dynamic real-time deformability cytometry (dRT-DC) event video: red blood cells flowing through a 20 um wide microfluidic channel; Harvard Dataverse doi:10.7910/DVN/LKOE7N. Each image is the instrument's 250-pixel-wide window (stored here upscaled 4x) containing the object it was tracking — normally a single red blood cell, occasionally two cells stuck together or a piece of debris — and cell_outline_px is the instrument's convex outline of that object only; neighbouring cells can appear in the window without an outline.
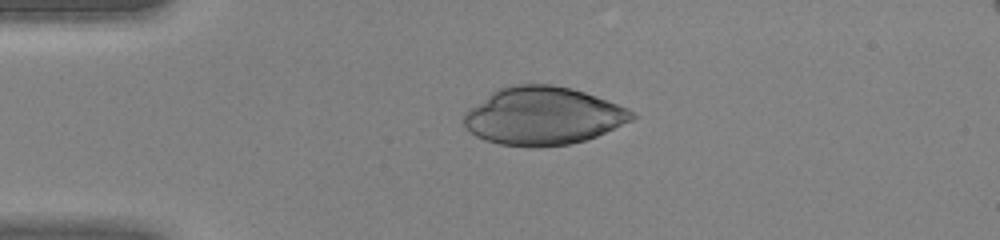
{"species": "human", "species_latin": "Homo sapiens", "temperature_condition": "warm", "stored_images_in_passage": 35, "camera_frame_rate_fps": 3000, "um_per_image_px": 0.085, "donor": {"sex": "female"}, "frame": {"image": 1, "passage_image": 1, "time_ms": 0.0, "image_size_px": [1000, 240], "cell_outline_px": [[636, 116], [632, 120], [596, 136], [584, 140], [568, 144], [500, 144], [484, 140], [476, 136], [464, 124], [464, 112], [468, 108], [492, 92], [500, 88], [512, 84], [552, 84], [572, 88], [596, 96], [628, 108], [636, 112]], "centroid_in_image_um": [46.16, 9.81], "position_along_channel_um": 38.8, "area_um2": 55.72}}
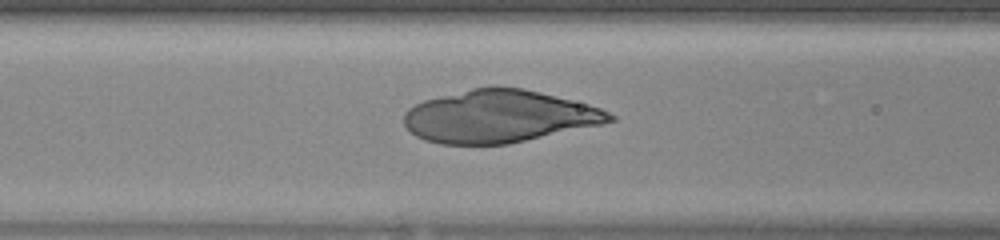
{"frame": {"image": 2, "passage_image": 9, "time_ms": 2.667, "image_size_px": [1000, 240], "cell_outline_px": [[616, 120], [600, 124], [508, 144], [440, 144], [424, 140], [416, 136], [404, 124], [404, 112], [408, 108], [424, 100], [472, 88], [524, 88], [588, 104], [600, 108], [616, 116]], "centroid_in_image_um": [42.39, 9.9], "position_along_channel_um": 124.2, "area_um2": 62.19}}
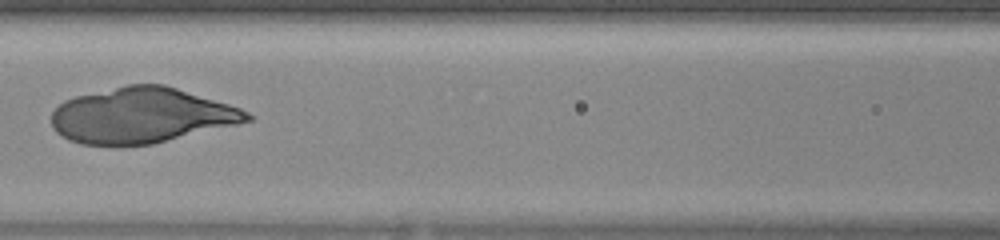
{"frame": {"image": 3, "passage_image": 11, "time_ms": 3.333, "image_size_px": [1000, 240], "cell_outline_px": [[252, 120], [240, 124], [152, 144], [80, 144], [68, 140], [56, 132], [52, 128], [52, 112], [64, 100], [76, 96], [128, 84], [164, 84], [228, 104], [240, 108], [248, 112], [252, 116]], "centroid_in_image_um": [12.03, 9.81], "position_along_channel_um": 154.6, "area_um2": 62.89}}